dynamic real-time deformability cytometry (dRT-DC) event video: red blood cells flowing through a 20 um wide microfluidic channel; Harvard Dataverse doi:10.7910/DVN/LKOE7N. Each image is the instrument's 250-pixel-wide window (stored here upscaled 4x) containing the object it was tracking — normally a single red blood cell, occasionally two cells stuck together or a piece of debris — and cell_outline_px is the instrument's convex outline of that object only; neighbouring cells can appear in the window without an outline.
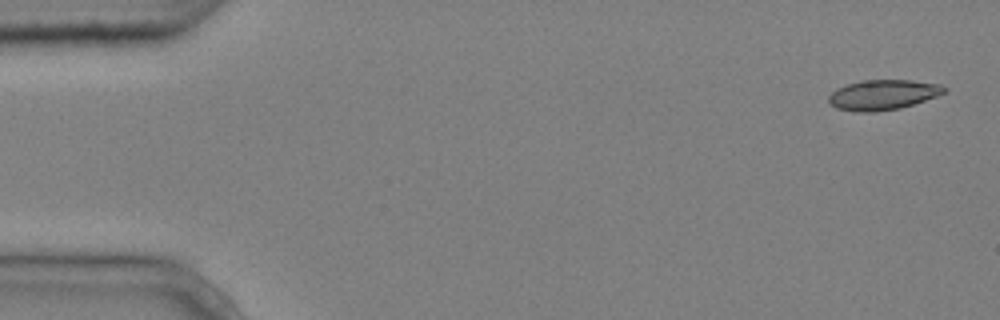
{"species": "common noctule bat (a hibernating species)", "species_latin": "Nyctalus noctula", "temperature_condition": "cold", "stored_images_in_passage": 5, "camera_frame_rate_fps": 3000, "um_per_image_px": 0.085, "animal": {"sex": "male", "body_mass_g": 20.4}, "frame": {"image": 1, "passage_image": 1, "time_ms": 0.0, "image_size_px": [1000, 320], "cell_outline_px": [[948, 92], [900, 108], [876, 112], [856, 112], [836, 108], [828, 100], [828, 96], [836, 88], [860, 80], [912, 80], [940, 84], [948, 88]], "centroid_in_image_um": [75.06, 8.05], "position_along_channel_um": 9.9, "area_um2": 20.35}}
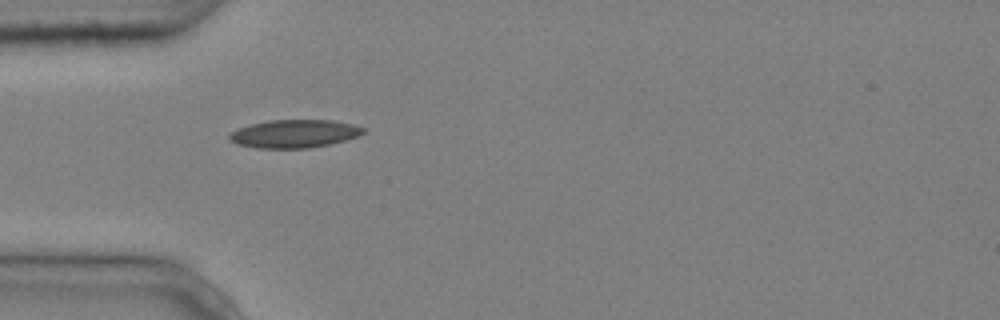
{"frame": {"image": 2, "passage_image": 4, "time_ms": 1.0, "image_size_px": [1000, 320], "cell_outline_px": [[364, 132], [356, 136], [344, 140], [328, 144], [308, 148], [256, 148], [236, 144], [228, 140], [228, 136], [236, 128], [268, 120], [332, 120], [352, 124], [364, 128]], "centroid_in_image_um": [24.95, 11.36], "position_along_channel_um": 60.0, "area_um2": 21.79}}